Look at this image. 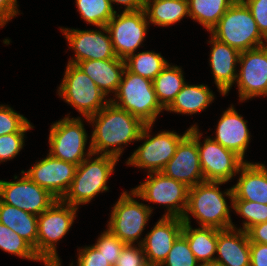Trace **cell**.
<instances>
[{
    "mask_svg": "<svg viewBox=\"0 0 267 266\" xmlns=\"http://www.w3.org/2000/svg\"><path fill=\"white\" fill-rule=\"evenodd\" d=\"M85 119L95 127L89 142L93 154L110 155L117 159L122 155L125 145L139 140L146 125L111 101L97 114Z\"/></svg>",
    "mask_w": 267,
    "mask_h": 266,
    "instance_id": "6da1fadb",
    "label": "cell"
},
{
    "mask_svg": "<svg viewBox=\"0 0 267 266\" xmlns=\"http://www.w3.org/2000/svg\"><path fill=\"white\" fill-rule=\"evenodd\" d=\"M224 182L203 181L189 188L187 207L182 220L191 224L190 214L197 219L200 227H213L220 230L235 228L230 216L233 208L232 187L220 191L219 186ZM225 197L231 201L228 206Z\"/></svg>",
    "mask_w": 267,
    "mask_h": 266,
    "instance_id": "7a4b0ae2",
    "label": "cell"
},
{
    "mask_svg": "<svg viewBox=\"0 0 267 266\" xmlns=\"http://www.w3.org/2000/svg\"><path fill=\"white\" fill-rule=\"evenodd\" d=\"M119 160L110 155H89L76 167L74 179L61 200L79 208L80 204L91 202L100 192L108 191L107 182Z\"/></svg>",
    "mask_w": 267,
    "mask_h": 266,
    "instance_id": "3957f363",
    "label": "cell"
},
{
    "mask_svg": "<svg viewBox=\"0 0 267 266\" xmlns=\"http://www.w3.org/2000/svg\"><path fill=\"white\" fill-rule=\"evenodd\" d=\"M209 33L239 52L267 44L250 10L242 0H236Z\"/></svg>",
    "mask_w": 267,
    "mask_h": 266,
    "instance_id": "277c9868",
    "label": "cell"
},
{
    "mask_svg": "<svg viewBox=\"0 0 267 266\" xmlns=\"http://www.w3.org/2000/svg\"><path fill=\"white\" fill-rule=\"evenodd\" d=\"M114 97L110 98L114 105L131 113L144 124H154L160 112L164 111L157 100L153 81L133 74L126 68Z\"/></svg>",
    "mask_w": 267,
    "mask_h": 266,
    "instance_id": "5b68a950",
    "label": "cell"
},
{
    "mask_svg": "<svg viewBox=\"0 0 267 266\" xmlns=\"http://www.w3.org/2000/svg\"><path fill=\"white\" fill-rule=\"evenodd\" d=\"M58 95L85 118L97 114L110 102L95 82L78 65L71 63L67 64Z\"/></svg>",
    "mask_w": 267,
    "mask_h": 266,
    "instance_id": "8992f818",
    "label": "cell"
},
{
    "mask_svg": "<svg viewBox=\"0 0 267 266\" xmlns=\"http://www.w3.org/2000/svg\"><path fill=\"white\" fill-rule=\"evenodd\" d=\"M77 210V207L58 199L38 216L37 256L42 262H61L56 250L57 243L70 230Z\"/></svg>",
    "mask_w": 267,
    "mask_h": 266,
    "instance_id": "52a82bcc",
    "label": "cell"
},
{
    "mask_svg": "<svg viewBox=\"0 0 267 266\" xmlns=\"http://www.w3.org/2000/svg\"><path fill=\"white\" fill-rule=\"evenodd\" d=\"M153 124H146L139 140L144 142L131 154L127 165L147 169V173L161 172L174 156L179 142L189 133V128L182 134L174 131H160L151 136Z\"/></svg>",
    "mask_w": 267,
    "mask_h": 266,
    "instance_id": "ba28073f",
    "label": "cell"
},
{
    "mask_svg": "<svg viewBox=\"0 0 267 266\" xmlns=\"http://www.w3.org/2000/svg\"><path fill=\"white\" fill-rule=\"evenodd\" d=\"M194 124L189 128V133L197 141V149L201 170L204 181L224 182L227 183L238 174L240 168L247 162L234 151L224 148L222 145L212 139L204 138L200 142L202 133Z\"/></svg>",
    "mask_w": 267,
    "mask_h": 266,
    "instance_id": "9c48e42d",
    "label": "cell"
},
{
    "mask_svg": "<svg viewBox=\"0 0 267 266\" xmlns=\"http://www.w3.org/2000/svg\"><path fill=\"white\" fill-rule=\"evenodd\" d=\"M136 197L137 194L133 189L121 193L112 207L107 225V229L126 244H141L138 239L153 211L152 206L138 202Z\"/></svg>",
    "mask_w": 267,
    "mask_h": 266,
    "instance_id": "30bf717a",
    "label": "cell"
},
{
    "mask_svg": "<svg viewBox=\"0 0 267 266\" xmlns=\"http://www.w3.org/2000/svg\"><path fill=\"white\" fill-rule=\"evenodd\" d=\"M65 116L51 125L49 133V154L57 159L79 165L92 155L91 144L87 151L88 134L80 117ZM86 151V152H85Z\"/></svg>",
    "mask_w": 267,
    "mask_h": 266,
    "instance_id": "8fae6325",
    "label": "cell"
},
{
    "mask_svg": "<svg viewBox=\"0 0 267 266\" xmlns=\"http://www.w3.org/2000/svg\"><path fill=\"white\" fill-rule=\"evenodd\" d=\"M137 198L166 206L163 217L182 218L188 201L189 187L162 172H150L140 185L133 188Z\"/></svg>",
    "mask_w": 267,
    "mask_h": 266,
    "instance_id": "7c38bea8",
    "label": "cell"
},
{
    "mask_svg": "<svg viewBox=\"0 0 267 266\" xmlns=\"http://www.w3.org/2000/svg\"><path fill=\"white\" fill-rule=\"evenodd\" d=\"M149 24L144 10L115 12L106 27L118 58L125 60L136 52L148 34Z\"/></svg>",
    "mask_w": 267,
    "mask_h": 266,
    "instance_id": "4fadbf2b",
    "label": "cell"
},
{
    "mask_svg": "<svg viewBox=\"0 0 267 266\" xmlns=\"http://www.w3.org/2000/svg\"><path fill=\"white\" fill-rule=\"evenodd\" d=\"M22 176H14V181L0 180V200L36 216L42 214L55 201L49 191L38 186L21 170ZM17 179V180H16Z\"/></svg>",
    "mask_w": 267,
    "mask_h": 266,
    "instance_id": "5bb4252c",
    "label": "cell"
},
{
    "mask_svg": "<svg viewBox=\"0 0 267 266\" xmlns=\"http://www.w3.org/2000/svg\"><path fill=\"white\" fill-rule=\"evenodd\" d=\"M237 75L239 101L267 96V44L240 52Z\"/></svg>",
    "mask_w": 267,
    "mask_h": 266,
    "instance_id": "9a60e30c",
    "label": "cell"
},
{
    "mask_svg": "<svg viewBox=\"0 0 267 266\" xmlns=\"http://www.w3.org/2000/svg\"><path fill=\"white\" fill-rule=\"evenodd\" d=\"M98 28L99 30L60 28L61 33L66 37L69 49L75 52L74 57H71L68 63L77 65L79 62L86 60L117 58L107 27Z\"/></svg>",
    "mask_w": 267,
    "mask_h": 266,
    "instance_id": "2e32d148",
    "label": "cell"
},
{
    "mask_svg": "<svg viewBox=\"0 0 267 266\" xmlns=\"http://www.w3.org/2000/svg\"><path fill=\"white\" fill-rule=\"evenodd\" d=\"M76 167L77 165L57 159L48 153L45 158L35 162L28 171H22L55 198L62 199L74 179Z\"/></svg>",
    "mask_w": 267,
    "mask_h": 266,
    "instance_id": "e0dca14e",
    "label": "cell"
},
{
    "mask_svg": "<svg viewBox=\"0 0 267 266\" xmlns=\"http://www.w3.org/2000/svg\"><path fill=\"white\" fill-rule=\"evenodd\" d=\"M161 172L189 188L204 181L197 141L190 133L179 142L174 156Z\"/></svg>",
    "mask_w": 267,
    "mask_h": 266,
    "instance_id": "ac0fdd59",
    "label": "cell"
},
{
    "mask_svg": "<svg viewBox=\"0 0 267 266\" xmlns=\"http://www.w3.org/2000/svg\"><path fill=\"white\" fill-rule=\"evenodd\" d=\"M183 220L178 217H161L142 238L141 245L148 263L162 264L172 249L173 243L182 233Z\"/></svg>",
    "mask_w": 267,
    "mask_h": 266,
    "instance_id": "d6986e66",
    "label": "cell"
},
{
    "mask_svg": "<svg viewBox=\"0 0 267 266\" xmlns=\"http://www.w3.org/2000/svg\"><path fill=\"white\" fill-rule=\"evenodd\" d=\"M208 43L212 46L209 54V65L213 73L214 83L219 93L225 96L236 83L238 75L236 66L240 52L212 35Z\"/></svg>",
    "mask_w": 267,
    "mask_h": 266,
    "instance_id": "ffe728a7",
    "label": "cell"
},
{
    "mask_svg": "<svg viewBox=\"0 0 267 266\" xmlns=\"http://www.w3.org/2000/svg\"><path fill=\"white\" fill-rule=\"evenodd\" d=\"M247 122L231 105V107L223 111L216 126L215 137L212 139L244 159L251 140Z\"/></svg>",
    "mask_w": 267,
    "mask_h": 266,
    "instance_id": "44dd1931",
    "label": "cell"
},
{
    "mask_svg": "<svg viewBox=\"0 0 267 266\" xmlns=\"http://www.w3.org/2000/svg\"><path fill=\"white\" fill-rule=\"evenodd\" d=\"M215 263L221 266H250V241L237 227L218 233Z\"/></svg>",
    "mask_w": 267,
    "mask_h": 266,
    "instance_id": "7402d4cb",
    "label": "cell"
},
{
    "mask_svg": "<svg viewBox=\"0 0 267 266\" xmlns=\"http://www.w3.org/2000/svg\"><path fill=\"white\" fill-rule=\"evenodd\" d=\"M232 186L233 200H249L267 205V167L263 163L246 162Z\"/></svg>",
    "mask_w": 267,
    "mask_h": 266,
    "instance_id": "603a6c76",
    "label": "cell"
},
{
    "mask_svg": "<svg viewBox=\"0 0 267 266\" xmlns=\"http://www.w3.org/2000/svg\"><path fill=\"white\" fill-rule=\"evenodd\" d=\"M77 65L107 97L109 93L116 94L125 69L123 59L117 57L106 60H86Z\"/></svg>",
    "mask_w": 267,
    "mask_h": 266,
    "instance_id": "cb8c5ba5",
    "label": "cell"
},
{
    "mask_svg": "<svg viewBox=\"0 0 267 266\" xmlns=\"http://www.w3.org/2000/svg\"><path fill=\"white\" fill-rule=\"evenodd\" d=\"M214 97V93L206 84L190 85L185 83L165 111L186 115L197 114L206 110L209 104L214 101Z\"/></svg>",
    "mask_w": 267,
    "mask_h": 266,
    "instance_id": "d4e9b609",
    "label": "cell"
},
{
    "mask_svg": "<svg viewBox=\"0 0 267 266\" xmlns=\"http://www.w3.org/2000/svg\"><path fill=\"white\" fill-rule=\"evenodd\" d=\"M38 216L3 203L0 200V223L19 234L33 248L37 255Z\"/></svg>",
    "mask_w": 267,
    "mask_h": 266,
    "instance_id": "484cf974",
    "label": "cell"
},
{
    "mask_svg": "<svg viewBox=\"0 0 267 266\" xmlns=\"http://www.w3.org/2000/svg\"><path fill=\"white\" fill-rule=\"evenodd\" d=\"M220 231V229L213 227L193 228L191 224L183 223L182 234L186 237L191 251L200 264L215 262L216 245Z\"/></svg>",
    "mask_w": 267,
    "mask_h": 266,
    "instance_id": "4316f807",
    "label": "cell"
},
{
    "mask_svg": "<svg viewBox=\"0 0 267 266\" xmlns=\"http://www.w3.org/2000/svg\"><path fill=\"white\" fill-rule=\"evenodd\" d=\"M147 21L158 27H168L185 16L189 17L187 0H144Z\"/></svg>",
    "mask_w": 267,
    "mask_h": 266,
    "instance_id": "83f0119b",
    "label": "cell"
},
{
    "mask_svg": "<svg viewBox=\"0 0 267 266\" xmlns=\"http://www.w3.org/2000/svg\"><path fill=\"white\" fill-rule=\"evenodd\" d=\"M184 80L182 68L169 63L153 79L157 100L164 110L171 105L176 95L181 91L186 83Z\"/></svg>",
    "mask_w": 267,
    "mask_h": 266,
    "instance_id": "f1b7e54d",
    "label": "cell"
},
{
    "mask_svg": "<svg viewBox=\"0 0 267 266\" xmlns=\"http://www.w3.org/2000/svg\"><path fill=\"white\" fill-rule=\"evenodd\" d=\"M189 17L210 30L236 0H187Z\"/></svg>",
    "mask_w": 267,
    "mask_h": 266,
    "instance_id": "f546056e",
    "label": "cell"
},
{
    "mask_svg": "<svg viewBox=\"0 0 267 266\" xmlns=\"http://www.w3.org/2000/svg\"><path fill=\"white\" fill-rule=\"evenodd\" d=\"M125 68L136 75L153 81V79L166 67L167 60L161 53L143 51L129 55L125 60Z\"/></svg>",
    "mask_w": 267,
    "mask_h": 266,
    "instance_id": "4dcf8cb0",
    "label": "cell"
},
{
    "mask_svg": "<svg viewBox=\"0 0 267 266\" xmlns=\"http://www.w3.org/2000/svg\"><path fill=\"white\" fill-rule=\"evenodd\" d=\"M75 3L81 19L96 28L106 26L116 12L109 0H76Z\"/></svg>",
    "mask_w": 267,
    "mask_h": 266,
    "instance_id": "1f68e13d",
    "label": "cell"
},
{
    "mask_svg": "<svg viewBox=\"0 0 267 266\" xmlns=\"http://www.w3.org/2000/svg\"><path fill=\"white\" fill-rule=\"evenodd\" d=\"M0 249L23 259L40 261L34 248L19 234L0 223Z\"/></svg>",
    "mask_w": 267,
    "mask_h": 266,
    "instance_id": "d6a6232c",
    "label": "cell"
},
{
    "mask_svg": "<svg viewBox=\"0 0 267 266\" xmlns=\"http://www.w3.org/2000/svg\"><path fill=\"white\" fill-rule=\"evenodd\" d=\"M233 210L245 220L240 230L248 231L252 226L267 221V205L249 200H233Z\"/></svg>",
    "mask_w": 267,
    "mask_h": 266,
    "instance_id": "836d02e7",
    "label": "cell"
},
{
    "mask_svg": "<svg viewBox=\"0 0 267 266\" xmlns=\"http://www.w3.org/2000/svg\"><path fill=\"white\" fill-rule=\"evenodd\" d=\"M31 122L9 105H0V136L10 133H26L33 129Z\"/></svg>",
    "mask_w": 267,
    "mask_h": 266,
    "instance_id": "e575fe53",
    "label": "cell"
},
{
    "mask_svg": "<svg viewBox=\"0 0 267 266\" xmlns=\"http://www.w3.org/2000/svg\"><path fill=\"white\" fill-rule=\"evenodd\" d=\"M162 265L200 266V263L196 260L195 255L191 251L186 237L181 233L173 243L172 249Z\"/></svg>",
    "mask_w": 267,
    "mask_h": 266,
    "instance_id": "d590c367",
    "label": "cell"
},
{
    "mask_svg": "<svg viewBox=\"0 0 267 266\" xmlns=\"http://www.w3.org/2000/svg\"><path fill=\"white\" fill-rule=\"evenodd\" d=\"M93 245L103 254L107 261L114 266L126 243L106 229Z\"/></svg>",
    "mask_w": 267,
    "mask_h": 266,
    "instance_id": "8d00e7d4",
    "label": "cell"
},
{
    "mask_svg": "<svg viewBox=\"0 0 267 266\" xmlns=\"http://www.w3.org/2000/svg\"><path fill=\"white\" fill-rule=\"evenodd\" d=\"M25 133H10L0 136V163L10 160L23 149Z\"/></svg>",
    "mask_w": 267,
    "mask_h": 266,
    "instance_id": "74e56055",
    "label": "cell"
},
{
    "mask_svg": "<svg viewBox=\"0 0 267 266\" xmlns=\"http://www.w3.org/2000/svg\"><path fill=\"white\" fill-rule=\"evenodd\" d=\"M147 263L141 244H126L114 266H145Z\"/></svg>",
    "mask_w": 267,
    "mask_h": 266,
    "instance_id": "f35d334b",
    "label": "cell"
},
{
    "mask_svg": "<svg viewBox=\"0 0 267 266\" xmlns=\"http://www.w3.org/2000/svg\"><path fill=\"white\" fill-rule=\"evenodd\" d=\"M77 266H112L103 254L94 246L78 249ZM73 262L70 266H73Z\"/></svg>",
    "mask_w": 267,
    "mask_h": 266,
    "instance_id": "ab89813d",
    "label": "cell"
},
{
    "mask_svg": "<svg viewBox=\"0 0 267 266\" xmlns=\"http://www.w3.org/2000/svg\"><path fill=\"white\" fill-rule=\"evenodd\" d=\"M250 10L261 35L267 40V0H242Z\"/></svg>",
    "mask_w": 267,
    "mask_h": 266,
    "instance_id": "60d3db41",
    "label": "cell"
},
{
    "mask_svg": "<svg viewBox=\"0 0 267 266\" xmlns=\"http://www.w3.org/2000/svg\"><path fill=\"white\" fill-rule=\"evenodd\" d=\"M250 266H267V244L250 242Z\"/></svg>",
    "mask_w": 267,
    "mask_h": 266,
    "instance_id": "b9f144b4",
    "label": "cell"
},
{
    "mask_svg": "<svg viewBox=\"0 0 267 266\" xmlns=\"http://www.w3.org/2000/svg\"><path fill=\"white\" fill-rule=\"evenodd\" d=\"M17 0H0V27L5 26L8 21L19 15Z\"/></svg>",
    "mask_w": 267,
    "mask_h": 266,
    "instance_id": "7bdbcfd3",
    "label": "cell"
},
{
    "mask_svg": "<svg viewBox=\"0 0 267 266\" xmlns=\"http://www.w3.org/2000/svg\"><path fill=\"white\" fill-rule=\"evenodd\" d=\"M247 235L250 242L267 244V221L252 226L247 231Z\"/></svg>",
    "mask_w": 267,
    "mask_h": 266,
    "instance_id": "ee69618b",
    "label": "cell"
},
{
    "mask_svg": "<svg viewBox=\"0 0 267 266\" xmlns=\"http://www.w3.org/2000/svg\"><path fill=\"white\" fill-rule=\"evenodd\" d=\"M110 4L113 8V3H116L117 5L121 4L124 5V10L123 11H138V10H143L144 9V0H109Z\"/></svg>",
    "mask_w": 267,
    "mask_h": 266,
    "instance_id": "f6af8a7d",
    "label": "cell"
},
{
    "mask_svg": "<svg viewBox=\"0 0 267 266\" xmlns=\"http://www.w3.org/2000/svg\"><path fill=\"white\" fill-rule=\"evenodd\" d=\"M45 266H61V262L43 261Z\"/></svg>",
    "mask_w": 267,
    "mask_h": 266,
    "instance_id": "bcb514c9",
    "label": "cell"
},
{
    "mask_svg": "<svg viewBox=\"0 0 267 266\" xmlns=\"http://www.w3.org/2000/svg\"><path fill=\"white\" fill-rule=\"evenodd\" d=\"M200 266H221V265L214 262V263H203L200 264Z\"/></svg>",
    "mask_w": 267,
    "mask_h": 266,
    "instance_id": "7dc6e473",
    "label": "cell"
},
{
    "mask_svg": "<svg viewBox=\"0 0 267 266\" xmlns=\"http://www.w3.org/2000/svg\"><path fill=\"white\" fill-rule=\"evenodd\" d=\"M145 266H163L162 264L147 263Z\"/></svg>",
    "mask_w": 267,
    "mask_h": 266,
    "instance_id": "c3c4849f",
    "label": "cell"
}]
</instances>
